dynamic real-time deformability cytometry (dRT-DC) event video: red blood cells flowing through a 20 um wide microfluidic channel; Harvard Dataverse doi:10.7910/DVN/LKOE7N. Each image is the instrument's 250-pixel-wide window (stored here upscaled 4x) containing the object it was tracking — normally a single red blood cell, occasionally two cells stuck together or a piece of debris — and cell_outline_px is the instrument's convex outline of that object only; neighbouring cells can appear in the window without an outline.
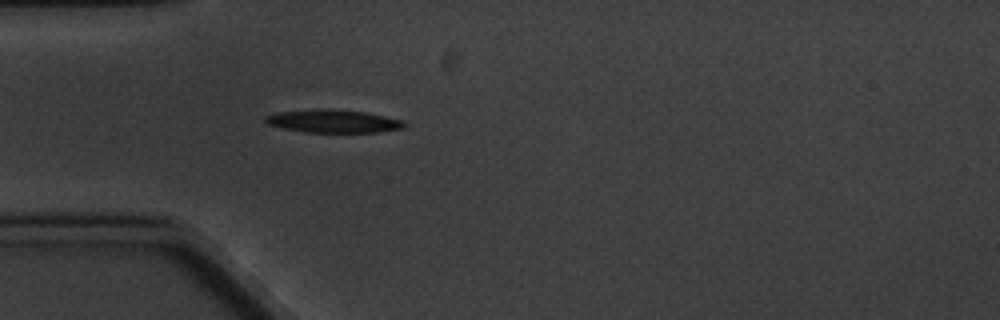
{"species": "common noctule bat (a hibernating species)", "species_latin": "Nyctalus noctula", "temperature_condition": "cold", "stored_images_in_passage": 4, "camera_frame_rate_fps": 3000, "um_per_image_px": 0.085, "animal": {"sex": "male", "body_mass_g": 20.1, "forearm_length_mm": 53.5}, "frame": {"image": 1, "passage_image": 4, "time_ms": 4.333, "image_size_px": [1000, 320], "cell_outline_px": [[408, 124], [404, 128], [376, 132], [304, 132], [284, 128], [268, 124], [264, 120], [264, 116], [276, 112], [316, 108], [320, 108], [368, 112], [404, 120]], "centroid_in_image_um": [28.34, 10.29], "position_along_channel_um": 56.7, "area_um2": 18.84}}